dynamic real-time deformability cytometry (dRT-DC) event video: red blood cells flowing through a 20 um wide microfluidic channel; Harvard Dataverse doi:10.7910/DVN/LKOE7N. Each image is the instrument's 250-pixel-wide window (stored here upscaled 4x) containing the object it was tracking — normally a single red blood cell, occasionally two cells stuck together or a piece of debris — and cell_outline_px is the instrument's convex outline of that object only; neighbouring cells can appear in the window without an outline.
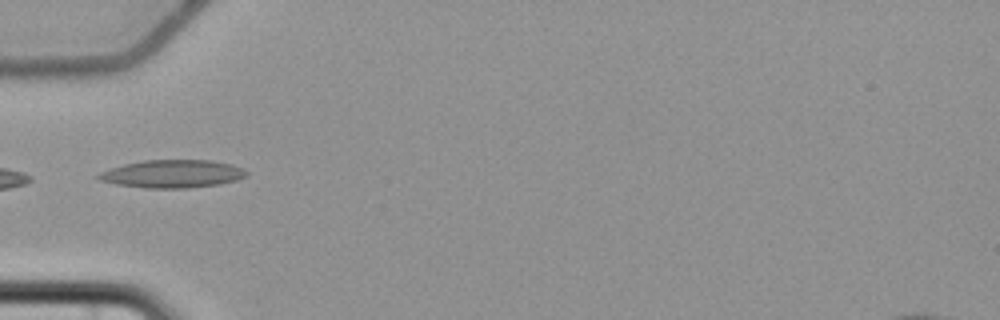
{"species": "common noctule bat (a hibernating species)", "species_latin": "Nyctalus noctula", "temperature_condition": "cold", "stored_images_in_passage": 7, "camera_frame_rate_fps": 3000, "um_per_image_px": 0.085, "animal": {"sex": "female", "body_mass_g": 22.7, "forearm_length_mm": 54.2}, "frame": {"image": 1, "passage_image": 5, "time_ms": 5.667, "image_size_px": [1000, 320], "cell_outline_px": [[248, 176], [236, 180], [220, 184], [188, 188], [144, 188], [116, 184], [100, 180], [92, 176], [100, 172], [124, 164], [144, 160], [212, 160], [244, 168], [248, 172]], "centroid_in_image_um": [14.65, 14.78], "position_along_channel_um": 70.3, "area_um2": 24.16}}
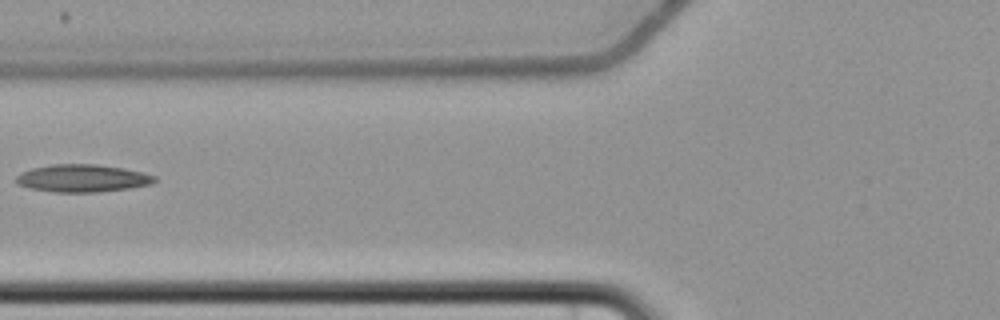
{"frame": {"image": 2, "passage_image": 6, "time_ms": 7.0, "image_size_px": [1000, 320], "cell_outline_px": [[156, 180], [152, 184], [132, 188], [96, 192], [56, 192], [28, 188], [16, 184], [16, 176], [20, 172], [32, 168], [52, 164], [96, 164], [144, 172], [156, 176]], "centroid_in_image_um": [7.0, 15.15], "position_along_channel_um": 118.8, "area_um2": 22.37}}
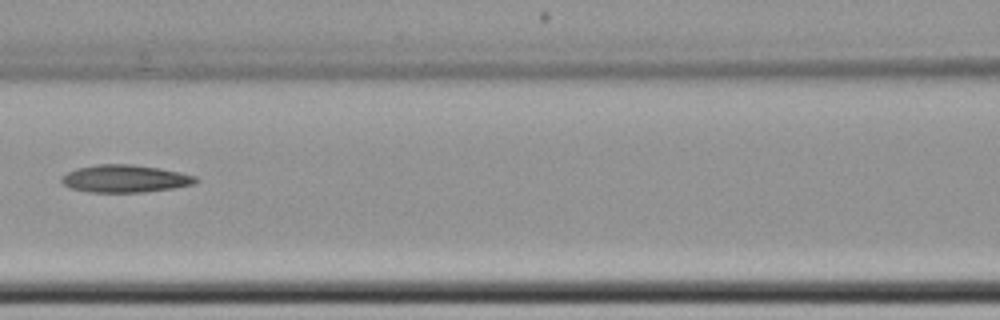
{"frame": {"image": 3, "passage_image": 7, "time_ms": 8.0, "image_size_px": [1000, 320], "cell_outline_px": [[200, 180], [192, 184], [172, 188], [144, 192], [88, 192], [68, 188], [60, 180], [60, 176], [76, 168], [96, 164], [132, 164], [160, 168], [180, 172], [196, 176]], "centroid_in_image_um": [10.59, 15.18], "position_along_channel_um": 156.0, "area_um2": 21.68}}